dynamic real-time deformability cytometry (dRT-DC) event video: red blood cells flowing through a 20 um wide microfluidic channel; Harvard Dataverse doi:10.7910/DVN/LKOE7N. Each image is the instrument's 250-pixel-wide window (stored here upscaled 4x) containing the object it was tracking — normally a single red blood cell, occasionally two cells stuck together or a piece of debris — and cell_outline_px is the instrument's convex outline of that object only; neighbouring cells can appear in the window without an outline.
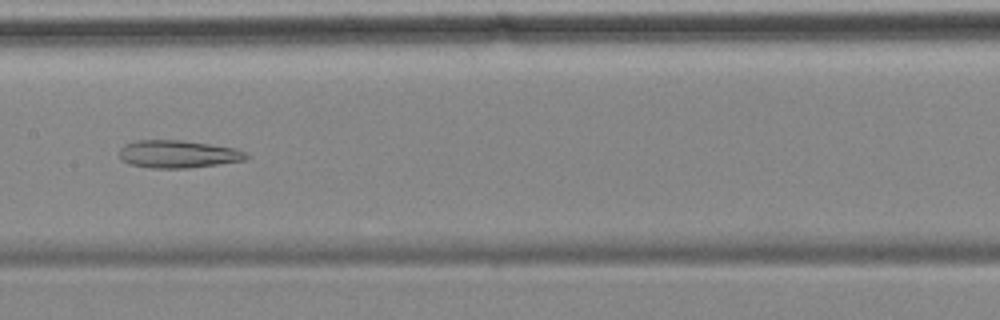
{"species": "common noctule bat (a hibernating species)", "species_latin": "Nyctalus noctula", "temperature_condition": "cold", "stored_images_in_passage": 56, "camera_frame_rate_fps": 3000, "um_per_image_px": 0.085, "animal": {"sex": "female", "body_mass_g": 18.4}, "frame": {"image": 1, "passage_image": 27, "time_ms": 8.667, "image_size_px": [1000, 320], "cell_outline_px": [[248, 156], [244, 160], [188, 168], [152, 168], [128, 164], [120, 160], [120, 148], [136, 140], [180, 140], [236, 148], [244, 152]], "centroid_in_image_um": [15.09, 13.1], "position_along_channel_um": 192.3, "area_um2": 20.23}}
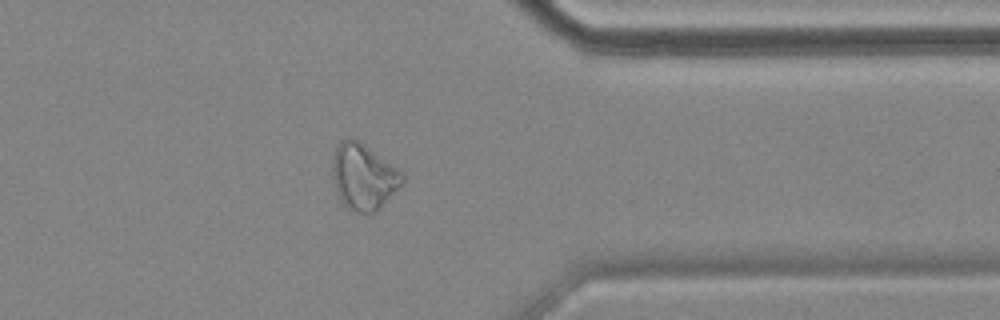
{"frame": {"image": 2, "passage_image": 44, "time_ms": 14.333, "image_size_px": [1000, 320], "cell_outline_px": [[404, 180], [376, 212], [356, 212], [348, 208], [340, 200], [332, 176], [332, 156], [336, 144], [340, 140], [348, 136], [352, 136], [360, 140], [400, 168], [404, 176]], "centroid_in_image_um": [30.88, 14.93], "position_along_channel_um": 380.5, "area_um2": 27.28}}
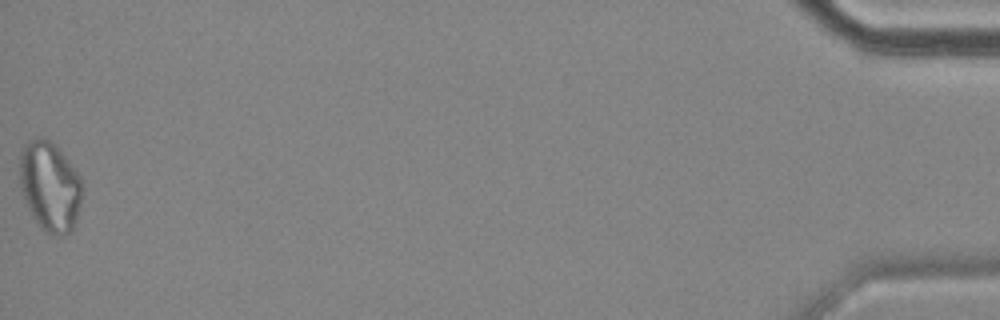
{"frame": {"image": 3, "passage_image": 56, "time_ms": 18.333, "image_size_px": [1000, 320], "cell_outline_px": [[84, 188], [76, 220], [72, 232], [48, 232], [40, 228], [32, 216], [28, 208], [20, 188], [20, 152], [24, 144], [28, 140], [36, 136], [48, 140], [56, 144], [80, 176], [84, 184]], "centroid_in_image_um": [4.24, 15.78], "position_along_channel_um": 431.0, "area_um2": 32.77}}